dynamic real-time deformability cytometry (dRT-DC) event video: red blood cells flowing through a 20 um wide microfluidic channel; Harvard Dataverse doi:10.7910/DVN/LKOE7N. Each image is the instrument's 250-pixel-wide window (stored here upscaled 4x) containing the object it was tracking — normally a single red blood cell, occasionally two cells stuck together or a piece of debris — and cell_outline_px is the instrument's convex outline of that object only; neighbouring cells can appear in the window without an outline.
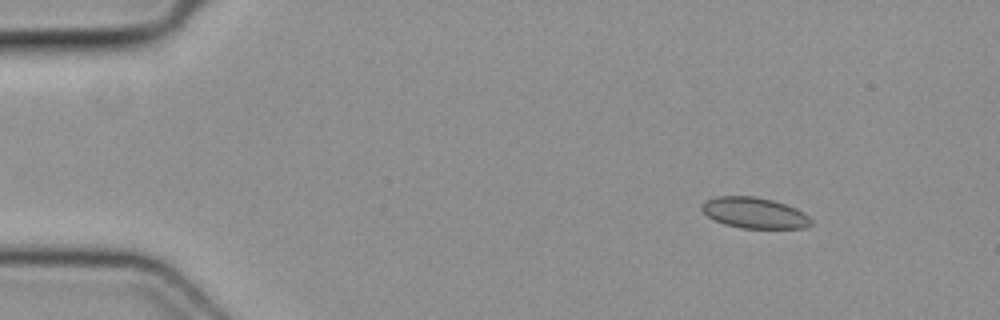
{"species": "common noctule bat (a hibernating species)", "species_latin": "Nyctalus noctula", "temperature_condition": "cold", "stored_images_in_passage": 3, "camera_frame_rate_fps": 3000, "um_per_image_px": 0.085, "animal": {"sex": "female", "body_mass_g": 19.3, "forearm_length_mm": 54.1}, "frame": {"image": 1, "passage_image": 1, "time_ms": 0.0, "image_size_px": [1000, 320], "cell_outline_px": [[812, 224], [804, 228], [740, 228], [724, 224], [708, 216], [700, 208], [708, 200], [716, 196], [752, 196], [772, 200], [796, 208], [804, 212], [812, 220]], "centroid_in_image_um": [64.15, 18.1], "position_along_channel_um": 20.8, "area_um2": 19.48}}
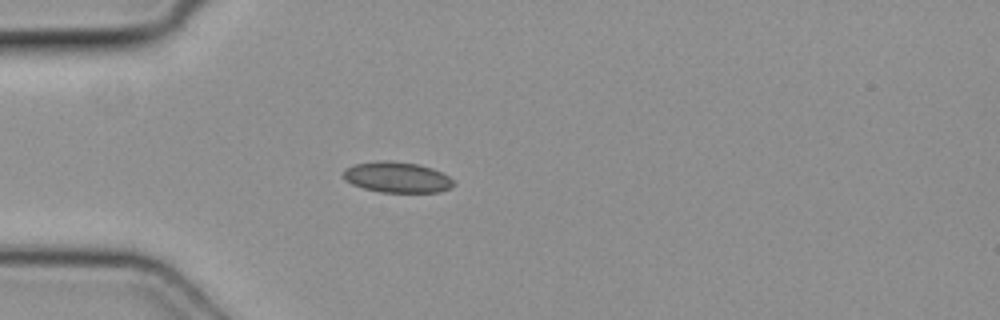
{"frame": {"image": 2, "passage_image": 3, "time_ms": 0.667, "image_size_px": [1000, 320], "cell_outline_px": [[456, 184], [440, 192], [380, 192], [364, 188], [352, 184], [344, 180], [344, 168], [356, 164], [384, 160], [416, 164], [432, 168], [448, 176]], "centroid_in_image_um": [33.74, 15.07], "position_along_channel_um": 51.3, "area_um2": 19.48}}